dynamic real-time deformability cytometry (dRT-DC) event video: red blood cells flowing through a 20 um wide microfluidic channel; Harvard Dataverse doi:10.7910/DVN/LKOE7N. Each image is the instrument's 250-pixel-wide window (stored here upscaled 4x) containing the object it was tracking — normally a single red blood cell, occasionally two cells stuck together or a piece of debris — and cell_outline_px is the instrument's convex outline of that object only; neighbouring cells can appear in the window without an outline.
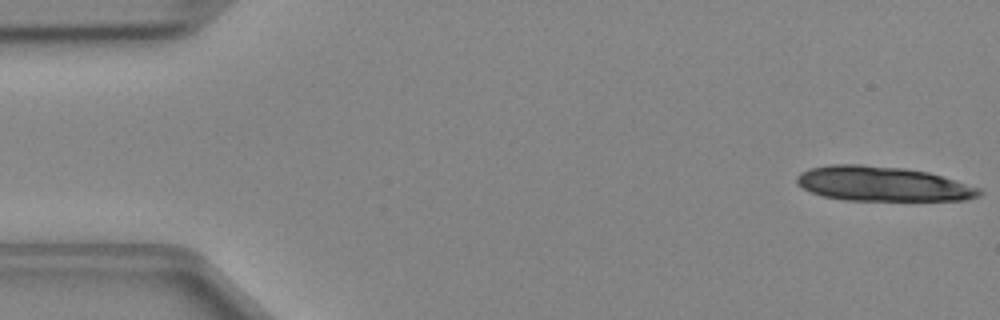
{"species": "Egyptian fruit bat (a non-hibernating species)", "species_latin": "Rousettus aegyptiacus", "temperature_condition": "cold", "stored_images_in_passage": 13, "camera_frame_rate_fps": 3000, "um_per_image_px": 0.085, "animal": {"sex": "female"}, "frame": {"image": 1, "passage_image": 1, "time_ms": 0.0, "image_size_px": [1000, 320], "cell_outline_px": [[984, 192], [980, 196], [964, 200], [844, 200], [824, 196], [812, 192], [796, 184], [796, 176], [800, 172], [808, 168], [832, 164], [860, 164], [904, 168], [928, 172], [980, 188]], "centroid_in_image_um": [74.99, 15.62], "position_along_channel_um": 10.0, "area_um2": 36.88}}